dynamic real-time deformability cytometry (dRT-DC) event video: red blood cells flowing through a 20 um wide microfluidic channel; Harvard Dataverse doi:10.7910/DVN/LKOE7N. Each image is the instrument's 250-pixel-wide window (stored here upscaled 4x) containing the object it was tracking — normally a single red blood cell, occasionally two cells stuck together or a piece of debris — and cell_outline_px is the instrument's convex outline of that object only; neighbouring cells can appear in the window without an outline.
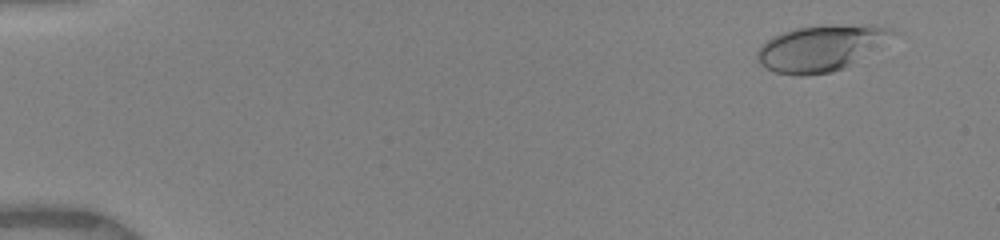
{"species": "human", "species_latin": "Homo sapiens", "temperature_condition": "warm", "stored_images_in_passage": 9, "camera_frame_rate_fps": 3000, "um_per_image_px": 0.085, "donor": {"sex": "female"}, "frame": {"image": 1, "passage_image": 2, "time_ms": 0.667, "image_size_px": [1000, 240], "cell_outline_px": [[900, 32], [844, 68], [832, 72], [804, 76], [796, 76], [776, 72], [764, 68], [760, 64], [756, 56], [756, 52], [772, 36], [796, 28], [868, 24], [872, 24], [892, 28]], "centroid_in_image_um": [69.77, 4.1], "position_along_channel_um": 15.2, "area_um2": 35.72}}
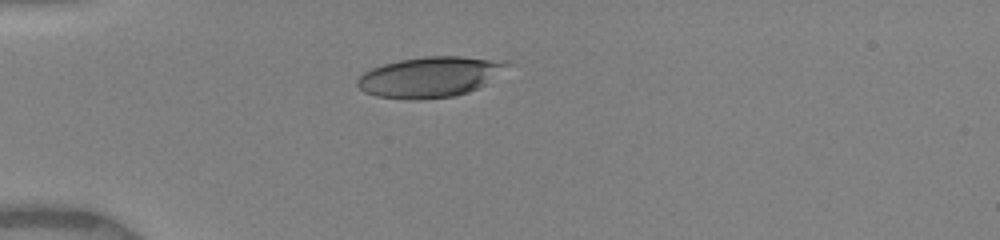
{"frame": {"image": 2, "passage_image": 7, "time_ms": 4.333, "image_size_px": [1000, 240], "cell_outline_px": [[512, 64], [484, 84], [468, 92], [452, 96], [420, 100], [408, 100], [376, 96], [364, 92], [356, 84], [356, 80], [364, 72], [372, 68], [384, 64], [400, 60], [424, 56], [460, 56], [508, 60]], "centroid_in_image_um": [36.54, 6.53], "position_along_channel_um": 48.5, "area_um2": 35.37}}